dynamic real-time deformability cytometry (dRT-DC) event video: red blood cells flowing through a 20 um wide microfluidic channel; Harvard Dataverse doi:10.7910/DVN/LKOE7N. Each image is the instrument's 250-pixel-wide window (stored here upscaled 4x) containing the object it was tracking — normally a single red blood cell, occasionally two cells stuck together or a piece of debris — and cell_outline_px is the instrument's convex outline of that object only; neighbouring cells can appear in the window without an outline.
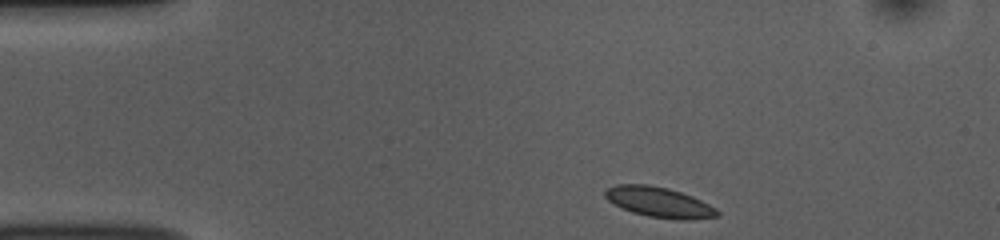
{"species": "common noctule bat (a hibernating species)", "species_latin": "Nyctalus noctula", "temperature_condition": "room temperature", "stored_images_in_passage": 7, "camera_frame_rate_fps": 3000, "um_per_image_px": 0.085, "animal": {"sex": "female", "body_mass_g": 10.0, "forearm_length_mm": 53.1}, "frame": {"image": 1, "passage_image": 1, "time_ms": 0.0, "image_size_px": [1000, 240], "cell_outline_px": [[720, 216], [688, 220], [680, 220], [648, 216], [632, 212], [620, 208], [608, 200], [604, 196], [604, 192], [608, 188], [616, 184], [648, 184], [668, 188], [692, 196], [716, 208], [720, 212]], "centroid_in_image_um": [56.02, 17.19], "position_along_channel_um": 29.0, "area_um2": 19.83}}